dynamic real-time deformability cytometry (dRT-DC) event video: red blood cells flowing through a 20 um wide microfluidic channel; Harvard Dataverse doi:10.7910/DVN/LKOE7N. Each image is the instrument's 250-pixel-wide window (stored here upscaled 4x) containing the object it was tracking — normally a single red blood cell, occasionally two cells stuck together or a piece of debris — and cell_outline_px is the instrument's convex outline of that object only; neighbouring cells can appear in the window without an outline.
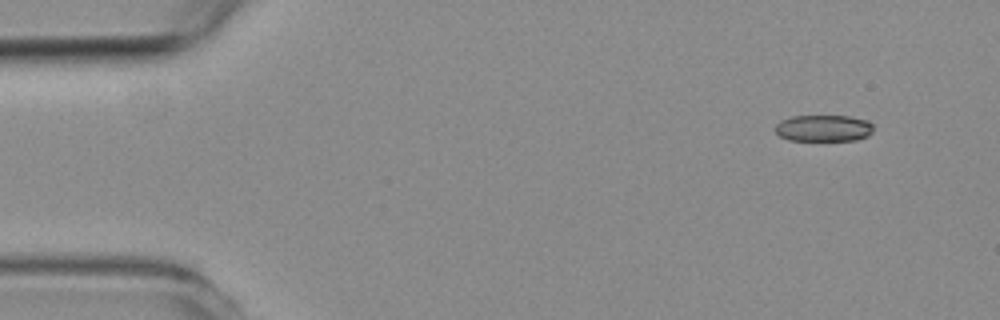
{"species": "common noctule bat (a hibernating species)", "species_latin": "Nyctalus noctula", "temperature_condition": "room temperature", "stored_images_in_passage": 3, "camera_frame_rate_fps": 3000, "um_per_image_px": 0.085, "animal": {"sex": "female", "body_mass_g": 19.3, "forearm_length_mm": 54.1}, "frame": {"image": 1, "passage_image": 1, "time_ms": 0.0, "image_size_px": [1000, 320], "cell_outline_px": [[872, 132], [868, 136], [856, 140], [788, 140], [780, 136], [776, 132], [776, 124], [780, 120], [792, 116], [848, 116], [868, 120], [872, 124]], "centroid_in_image_um": [70.01, 10.89], "position_along_channel_um": 15.0, "area_um2": 15.2}}
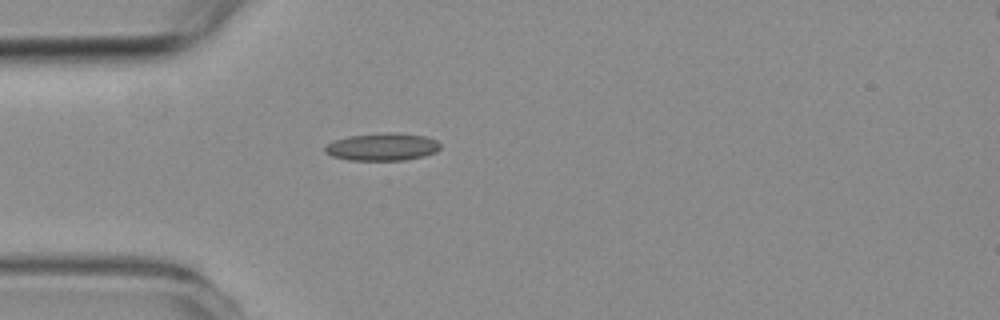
{"frame": {"image": 2, "passage_image": 3, "time_ms": 3.333, "image_size_px": [1000, 320], "cell_outline_px": [[440, 148], [436, 152], [424, 156], [404, 160], [348, 160], [332, 156], [324, 152], [324, 148], [332, 140], [348, 136], [384, 132], [396, 132], [424, 136], [436, 140], [440, 144]], "centroid_in_image_um": [32.48, 12.48], "position_along_channel_um": 52.5, "area_um2": 18.67}}